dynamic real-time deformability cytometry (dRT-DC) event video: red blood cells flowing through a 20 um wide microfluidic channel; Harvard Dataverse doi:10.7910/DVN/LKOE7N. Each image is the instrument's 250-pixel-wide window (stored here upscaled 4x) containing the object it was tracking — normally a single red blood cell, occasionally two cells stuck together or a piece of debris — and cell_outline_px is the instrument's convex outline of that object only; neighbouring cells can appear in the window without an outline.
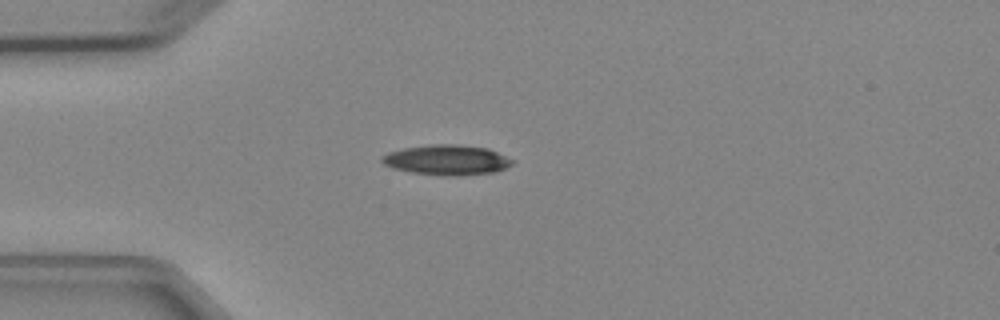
{"species": "Egyptian fruit bat (a non-hibernating species)", "species_latin": "Rousettus aegyptiacus", "temperature_condition": "cold", "stored_images_in_passage": 2, "camera_frame_rate_fps": 3000, "um_per_image_px": 0.085, "animal": {"sex": "female"}, "frame": {"image": 1, "passage_image": 1, "time_ms": 0.0, "image_size_px": [1000, 320], "cell_outline_px": [[512, 164], [496, 172], [460, 176], [440, 176], [412, 172], [392, 168], [384, 164], [380, 160], [380, 156], [388, 152], [404, 148], [432, 144], [456, 144], [488, 148], [512, 160]], "centroid_in_image_um": [37.93, 13.6], "position_along_channel_um": 47.1, "area_um2": 22.95}}